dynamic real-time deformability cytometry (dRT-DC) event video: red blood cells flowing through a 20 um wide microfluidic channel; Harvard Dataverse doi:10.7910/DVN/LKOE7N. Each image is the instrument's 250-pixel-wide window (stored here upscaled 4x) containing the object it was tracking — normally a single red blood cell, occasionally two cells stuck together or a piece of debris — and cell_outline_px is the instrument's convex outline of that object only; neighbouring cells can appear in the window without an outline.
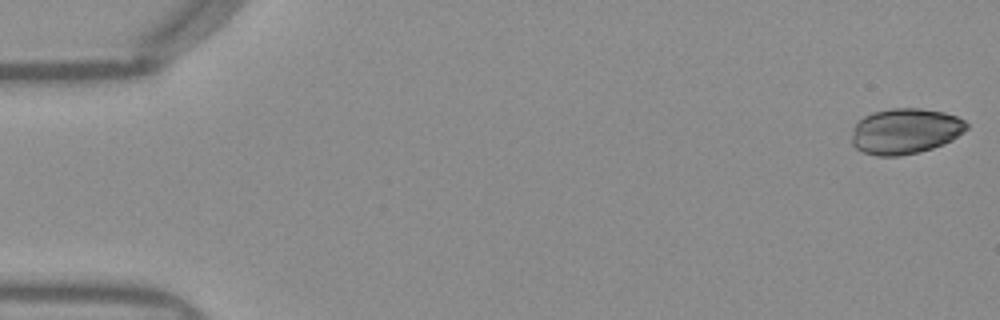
{"species": "Egyptian fruit bat (a non-hibernating species)", "species_latin": "Rousettus aegyptiacus", "temperature_condition": "warm", "stored_images_in_passage": 51, "camera_frame_rate_fps": 3000, "um_per_image_px": 0.085, "frame": {"image": 1, "passage_image": 1, "time_ms": 0.0, "image_size_px": [1000, 320], "cell_outline_px": [[968, 128], [964, 132], [952, 140], [944, 144], [920, 152], [900, 156], [876, 156], [864, 152], [856, 148], [852, 144], [852, 128], [864, 116], [872, 112], [892, 108], [920, 108], [944, 112], [956, 116], [964, 120], [968, 124]], "centroid_in_image_um": [76.95, 11.15], "position_along_channel_um": 8.0, "area_um2": 30.75}}
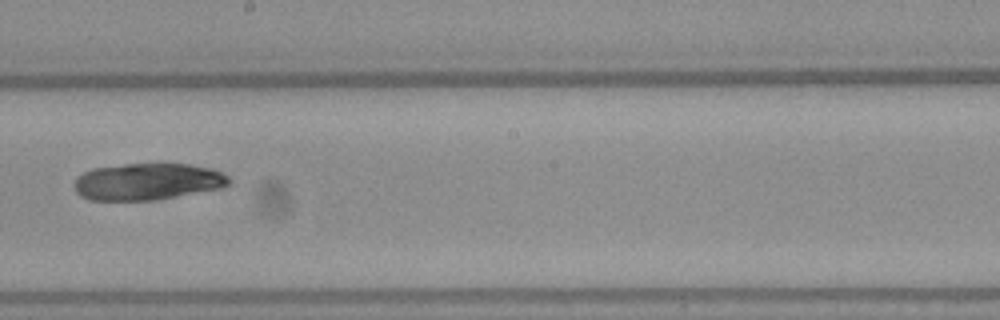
{"frame": {"image": 2, "passage_image": 29, "time_ms": 9.333, "image_size_px": [1000, 320], "cell_outline_px": [[232, 184], [220, 188], [156, 200], [88, 200], [80, 196], [76, 192], [72, 184], [76, 176], [92, 168], [156, 160], [164, 160], [192, 164], [208, 168], [220, 172], [228, 176], [232, 180]], "centroid_in_image_um": [12.53, 15.39], "position_along_channel_um": 235.7, "area_um2": 34.51}}
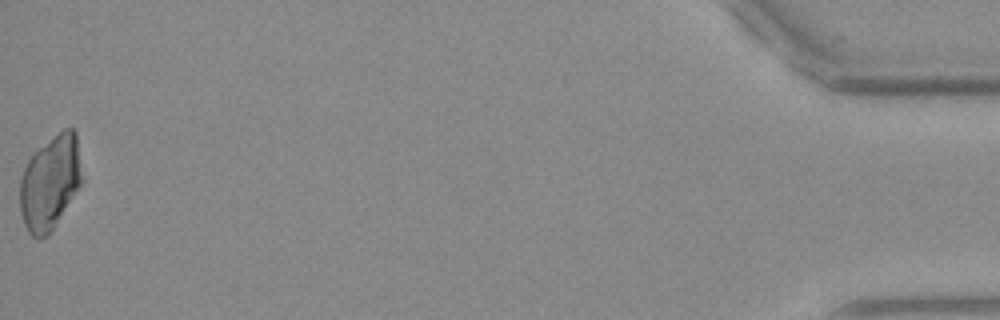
{"frame": {"image": 3, "passage_image": 51, "time_ms": 16.667, "image_size_px": [1000, 320], "cell_outline_px": [[84, 180], [48, 236], [40, 240], [32, 236], [28, 232], [24, 224], [20, 212], [20, 180], [24, 168], [28, 160], [40, 148], [64, 128], [72, 128], [76, 132], [84, 176]], "centroid_in_image_um": [4.28, 15.54], "position_along_channel_um": 430.9, "area_um2": 34.16}}